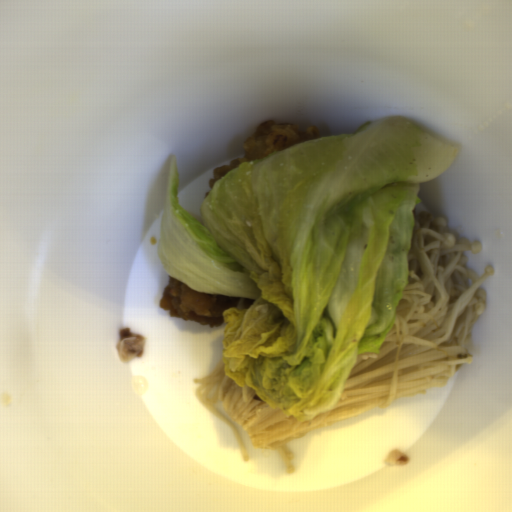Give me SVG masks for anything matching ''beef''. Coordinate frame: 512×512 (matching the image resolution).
Masks as SVG:
<instances>
[{
	"mask_svg": "<svg viewBox=\"0 0 512 512\" xmlns=\"http://www.w3.org/2000/svg\"><path fill=\"white\" fill-rule=\"evenodd\" d=\"M409 459L410 457L408 453L394 449L387 455L385 462L389 465L405 466L407 465Z\"/></svg>",
	"mask_w": 512,
	"mask_h": 512,
	"instance_id": "obj_2",
	"label": "beef"
},
{
	"mask_svg": "<svg viewBox=\"0 0 512 512\" xmlns=\"http://www.w3.org/2000/svg\"><path fill=\"white\" fill-rule=\"evenodd\" d=\"M146 349L145 338L135 334L131 330L121 329L118 335V342L115 346V353L119 360L130 362L143 355Z\"/></svg>",
	"mask_w": 512,
	"mask_h": 512,
	"instance_id": "obj_1",
	"label": "beef"
}]
</instances>
